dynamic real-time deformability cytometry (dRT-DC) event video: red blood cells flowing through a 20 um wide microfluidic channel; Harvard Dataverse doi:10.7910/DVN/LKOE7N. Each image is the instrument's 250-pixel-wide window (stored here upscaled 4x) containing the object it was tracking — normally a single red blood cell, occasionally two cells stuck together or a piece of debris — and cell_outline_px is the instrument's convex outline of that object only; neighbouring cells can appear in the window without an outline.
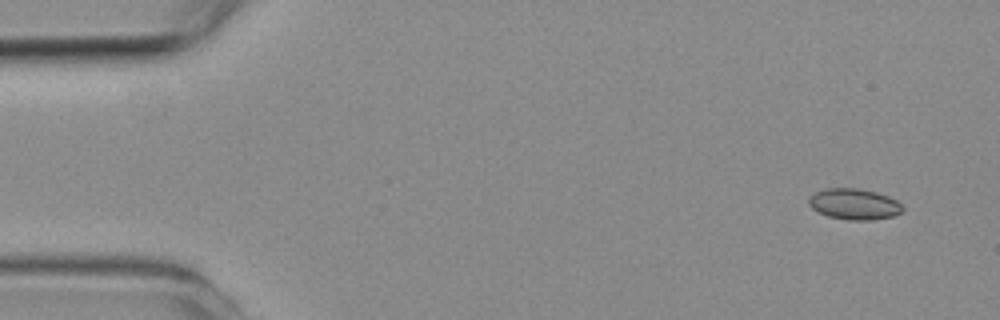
{"species": "common noctule bat (a hibernating species)", "species_latin": "Nyctalus noctula", "temperature_condition": "room temperature", "stored_images_in_passage": 3, "camera_frame_rate_fps": 3000, "um_per_image_px": 0.085, "animal": {"sex": "female", "body_mass_g": 19.3, "forearm_length_mm": 54.1}, "frame": {"image": 1, "passage_image": 1, "time_ms": 0.0, "image_size_px": [1000, 320], "cell_outline_px": [[904, 208], [896, 216], [872, 220], [848, 220], [828, 216], [812, 208], [808, 204], [808, 200], [816, 192], [824, 188], [856, 188], [876, 192], [888, 196], [896, 200]], "centroid_in_image_um": [72.62, 17.35], "position_along_channel_um": 12.4, "area_um2": 16.88}}